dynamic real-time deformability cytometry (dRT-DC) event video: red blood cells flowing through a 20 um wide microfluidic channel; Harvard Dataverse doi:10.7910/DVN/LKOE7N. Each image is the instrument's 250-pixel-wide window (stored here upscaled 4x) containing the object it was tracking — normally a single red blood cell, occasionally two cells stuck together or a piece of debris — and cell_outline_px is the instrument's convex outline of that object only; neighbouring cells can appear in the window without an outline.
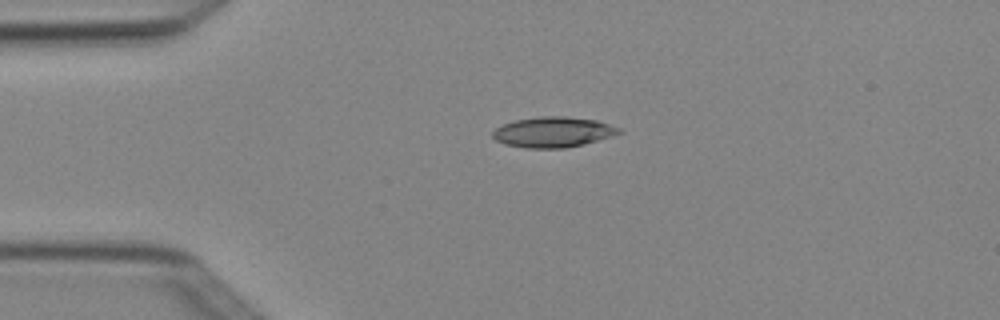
{"species": "Egyptian fruit bat (a non-hibernating species)", "species_latin": "Rousettus aegyptiacus", "temperature_condition": "cold", "stored_images_in_passage": 2, "camera_frame_rate_fps": 3000, "um_per_image_px": 0.085, "animal": {"sex": "female"}, "frame": {"image": 1, "passage_image": 1, "time_ms": 0.0, "image_size_px": [1000, 320], "cell_outline_px": [[624, 132], [584, 144], [564, 148], [524, 148], [504, 144], [496, 140], [492, 136], [492, 132], [496, 128], [504, 124], [516, 120], [540, 116], [564, 116], [596, 120], [620, 128]], "centroid_in_image_um": [47.0, 11.23], "position_along_channel_um": 38.0, "area_um2": 22.31}}